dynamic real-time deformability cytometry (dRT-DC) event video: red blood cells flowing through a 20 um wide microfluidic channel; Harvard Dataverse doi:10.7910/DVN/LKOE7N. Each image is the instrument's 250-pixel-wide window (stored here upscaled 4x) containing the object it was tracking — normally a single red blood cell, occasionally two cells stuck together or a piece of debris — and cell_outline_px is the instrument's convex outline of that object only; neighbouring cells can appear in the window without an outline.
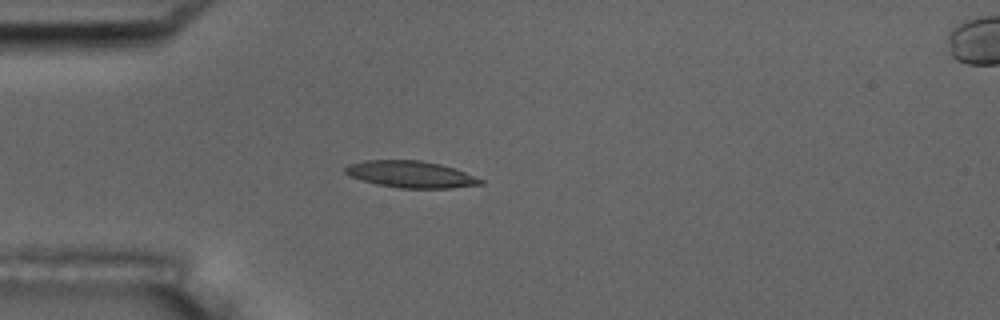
{"species": "common noctule bat (a hibernating species)", "species_latin": "Nyctalus noctula", "temperature_condition": "room temperature", "stored_images_in_passage": 5, "segment_of_instrument_passage": [1, 2], "camera_frame_rate_fps": 3000, "um_per_image_px": 0.085, "animal": {"sex": "male", "body_mass_g": 17.5, "forearm_length_mm": 52.3}, "frame": {"image": 1, "passage_image": 4, "time_ms": 4.0, "image_size_px": [1000, 320], "cell_outline_px": [[484, 184], [452, 188], [400, 188], [376, 184], [348, 176], [344, 172], [344, 168], [348, 164], [364, 160], [420, 160], [440, 164], [464, 172], [484, 180]], "centroid_in_image_um": [34.88, 14.82], "position_along_channel_um": 50.1, "area_um2": 21.1}}